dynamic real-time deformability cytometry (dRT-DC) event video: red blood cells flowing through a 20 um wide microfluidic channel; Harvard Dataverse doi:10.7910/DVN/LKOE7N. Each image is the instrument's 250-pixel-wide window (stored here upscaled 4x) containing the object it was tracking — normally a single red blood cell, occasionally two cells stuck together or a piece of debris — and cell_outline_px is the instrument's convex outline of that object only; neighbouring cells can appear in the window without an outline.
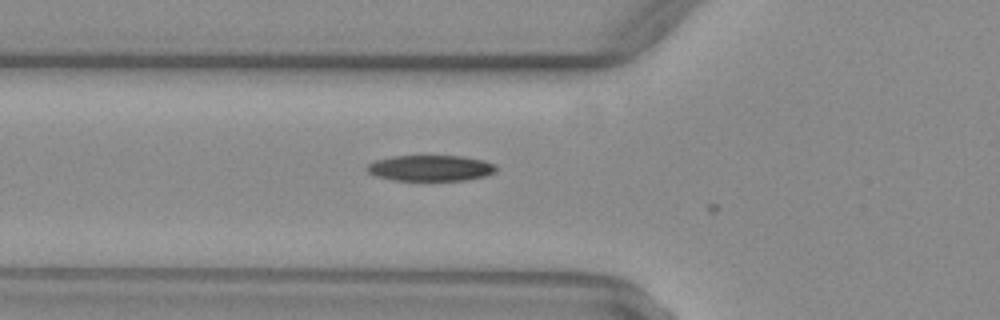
{"species": "common noctule bat (a hibernating species)", "species_latin": "Nyctalus noctula", "temperature_condition": "warm", "stored_images_in_passage": 5, "camera_frame_rate_fps": 3000, "um_per_image_px": 0.085, "animal": {"sex": "female", "body_mass_g": 29.2, "forearm_length_mm": 56.3}, "frame": {"image": 1, "passage_image": 4, "time_ms": 1.0, "image_size_px": [1000, 320], "cell_outline_px": [[496, 172], [484, 176], [464, 180], [392, 180], [376, 176], [368, 172], [364, 168], [368, 164], [376, 160], [392, 156], [464, 156], [484, 160], [496, 164]], "centroid_in_image_um": [36.59, 14.28], "position_along_channel_um": 89.2, "area_um2": 19.54}}